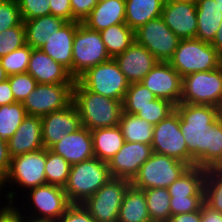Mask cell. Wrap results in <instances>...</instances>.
<instances>
[{"instance_id":"8fae6325","label":"cell","mask_w":222,"mask_h":222,"mask_svg":"<svg viewBox=\"0 0 222 222\" xmlns=\"http://www.w3.org/2000/svg\"><path fill=\"white\" fill-rule=\"evenodd\" d=\"M130 185L131 181L127 179L111 177L82 205L96 222H117L123 197Z\"/></svg>"},{"instance_id":"30bf717a","label":"cell","mask_w":222,"mask_h":222,"mask_svg":"<svg viewBox=\"0 0 222 222\" xmlns=\"http://www.w3.org/2000/svg\"><path fill=\"white\" fill-rule=\"evenodd\" d=\"M188 167L173 157L153 152L139 168L131 185L142 190L168 188Z\"/></svg>"},{"instance_id":"f5cc1de1","label":"cell","mask_w":222,"mask_h":222,"mask_svg":"<svg viewBox=\"0 0 222 222\" xmlns=\"http://www.w3.org/2000/svg\"><path fill=\"white\" fill-rule=\"evenodd\" d=\"M15 102L16 101L13 96L9 80L6 79L5 81L0 83V106L13 104Z\"/></svg>"},{"instance_id":"11a10c76","label":"cell","mask_w":222,"mask_h":222,"mask_svg":"<svg viewBox=\"0 0 222 222\" xmlns=\"http://www.w3.org/2000/svg\"><path fill=\"white\" fill-rule=\"evenodd\" d=\"M210 44L222 55V21L213 41Z\"/></svg>"},{"instance_id":"60d3db41","label":"cell","mask_w":222,"mask_h":222,"mask_svg":"<svg viewBox=\"0 0 222 222\" xmlns=\"http://www.w3.org/2000/svg\"><path fill=\"white\" fill-rule=\"evenodd\" d=\"M26 44L23 21L15 27L0 32V57L23 47Z\"/></svg>"},{"instance_id":"d6986e66","label":"cell","mask_w":222,"mask_h":222,"mask_svg":"<svg viewBox=\"0 0 222 222\" xmlns=\"http://www.w3.org/2000/svg\"><path fill=\"white\" fill-rule=\"evenodd\" d=\"M114 60L130 84L141 82L158 62L148 49L136 41Z\"/></svg>"},{"instance_id":"277c9868","label":"cell","mask_w":222,"mask_h":222,"mask_svg":"<svg viewBox=\"0 0 222 222\" xmlns=\"http://www.w3.org/2000/svg\"><path fill=\"white\" fill-rule=\"evenodd\" d=\"M110 178L108 162L93 157L71 165L64 191L71 204H82Z\"/></svg>"},{"instance_id":"db71d44e","label":"cell","mask_w":222,"mask_h":222,"mask_svg":"<svg viewBox=\"0 0 222 222\" xmlns=\"http://www.w3.org/2000/svg\"><path fill=\"white\" fill-rule=\"evenodd\" d=\"M168 222H201V209L191 213L172 215Z\"/></svg>"},{"instance_id":"9a60e30c","label":"cell","mask_w":222,"mask_h":222,"mask_svg":"<svg viewBox=\"0 0 222 222\" xmlns=\"http://www.w3.org/2000/svg\"><path fill=\"white\" fill-rule=\"evenodd\" d=\"M141 83L157 98L170 101L175 106L182 97V77L169 62L158 61Z\"/></svg>"},{"instance_id":"681fc988","label":"cell","mask_w":222,"mask_h":222,"mask_svg":"<svg viewBox=\"0 0 222 222\" xmlns=\"http://www.w3.org/2000/svg\"><path fill=\"white\" fill-rule=\"evenodd\" d=\"M11 157L8 152L7 141L0 139V181L7 174L10 167Z\"/></svg>"},{"instance_id":"7402d4cb","label":"cell","mask_w":222,"mask_h":222,"mask_svg":"<svg viewBox=\"0 0 222 222\" xmlns=\"http://www.w3.org/2000/svg\"><path fill=\"white\" fill-rule=\"evenodd\" d=\"M7 143L11 158L43 149L42 118L40 116L27 115Z\"/></svg>"},{"instance_id":"680465c9","label":"cell","mask_w":222,"mask_h":222,"mask_svg":"<svg viewBox=\"0 0 222 222\" xmlns=\"http://www.w3.org/2000/svg\"><path fill=\"white\" fill-rule=\"evenodd\" d=\"M217 3L218 8L220 9V11L222 12V0H215Z\"/></svg>"},{"instance_id":"8992f818","label":"cell","mask_w":222,"mask_h":222,"mask_svg":"<svg viewBox=\"0 0 222 222\" xmlns=\"http://www.w3.org/2000/svg\"><path fill=\"white\" fill-rule=\"evenodd\" d=\"M168 62L183 78L192 73L219 68L222 55L208 42L196 38L180 39Z\"/></svg>"},{"instance_id":"f907efd6","label":"cell","mask_w":222,"mask_h":222,"mask_svg":"<svg viewBox=\"0 0 222 222\" xmlns=\"http://www.w3.org/2000/svg\"><path fill=\"white\" fill-rule=\"evenodd\" d=\"M0 206V222H20V212L14 205Z\"/></svg>"},{"instance_id":"94428289","label":"cell","mask_w":222,"mask_h":222,"mask_svg":"<svg viewBox=\"0 0 222 222\" xmlns=\"http://www.w3.org/2000/svg\"><path fill=\"white\" fill-rule=\"evenodd\" d=\"M98 1V3H100V2H103V1H107V0H97Z\"/></svg>"},{"instance_id":"4fadbf2b","label":"cell","mask_w":222,"mask_h":222,"mask_svg":"<svg viewBox=\"0 0 222 222\" xmlns=\"http://www.w3.org/2000/svg\"><path fill=\"white\" fill-rule=\"evenodd\" d=\"M74 83L37 84L22 102L28 115L43 117L65 109L73 101Z\"/></svg>"},{"instance_id":"5bb4252c","label":"cell","mask_w":222,"mask_h":222,"mask_svg":"<svg viewBox=\"0 0 222 222\" xmlns=\"http://www.w3.org/2000/svg\"><path fill=\"white\" fill-rule=\"evenodd\" d=\"M135 41L148 49L158 61L168 62L173 57L180 38L160 16L135 30Z\"/></svg>"},{"instance_id":"e0dca14e","label":"cell","mask_w":222,"mask_h":222,"mask_svg":"<svg viewBox=\"0 0 222 222\" xmlns=\"http://www.w3.org/2000/svg\"><path fill=\"white\" fill-rule=\"evenodd\" d=\"M161 17L180 39L196 38L198 24L195 1H165Z\"/></svg>"},{"instance_id":"9c48e42d","label":"cell","mask_w":222,"mask_h":222,"mask_svg":"<svg viewBox=\"0 0 222 222\" xmlns=\"http://www.w3.org/2000/svg\"><path fill=\"white\" fill-rule=\"evenodd\" d=\"M180 103L217 106L222 109V65L182 78Z\"/></svg>"},{"instance_id":"44dd1931","label":"cell","mask_w":222,"mask_h":222,"mask_svg":"<svg viewBox=\"0 0 222 222\" xmlns=\"http://www.w3.org/2000/svg\"><path fill=\"white\" fill-rule=\"evenodd\" d=\"M27 73L32 75L38 84L74 83L75 79L61 64L55 62L40 49H32Z\"/></svg>"},{"instance_id":"74e56055","label":"cell","mask_w":222,"mask_h":222,"mask_svg":"<svg viewBox=\"0 0 222 222\" xmlns=\"http://www.w3.org/2000/svg\"><path fill=\"white\" fill-rule=\"evenodd\" d=\"M157 97L141 82L131 83L123 100V112L136 115Z\"/></svg>"},{"instance_id":"3957f363","label":"cell","mask_w":222,"mask_h":222,"mask_svg":"<svg viewBox=\"0 0 222 222\" xmlns=\"http://www.w3.org/2000/svg\"><path fill=\"white\" fill-rule=\"evenodd\" d=\"M80 114L81 125L89 130L118 126L123 102L93 93L78 80L73 85V101Z\"/></svg>"},{"instance_id":"f35d334b","label":"cell","mask_w":222,"mask_h":222,"mask_svg":"<svg viewBox=\"0 0 222 222\" xmlns=\"http://www.w3.org/2000/svg\"><path fill=\"white\" fill-rule=\"evenodd\" d=\"M32 49L30 45L25 44L23 47L0 57L1 66L8 76L27 72Z\"/></svg>"},{"instance_id":"e575fe53","label":"cell","mask_w":222,"mask_h":222,"mask_svg":"<svg viewBox=\"0 0 222 222\" xmlns=\"http://www.w3.org/2000/svg\"><path fill=\"white\" fill-rule=\"evenodd\" d=\"M71 164L62 156L46 149L45 177L46 184L57 185L64 188L70 173Z\"/></svg>"},{"instance_id":"f546056e","label":"cell","mask_w":222,"mask_h":222,"mask_svg":"<svg viewBox=\"0 0 222 222\" xmlns=\"http://www.w3.org/2000/svg\"><path fill=\"white\" fill-rule=\"evenodd\" d=\"M206 169L188 167L169 187L171 197L204 196Z\"/></svg>"},{"instance_id":"7c38bea8","label":"cell","mask_w":222,"mask_h":222,"mask_svg":"<svg viewBox=\"0 0 222 222\" xmlns=\"http://www.w3.org/2000/svg\"><path fill=\"white\" fill-rule=\"evenodd\" d=\"M151 147L152 152L173 157L191 167V154L180 130V116L176 110L154 126Z\"/></svg>"},{"instance_id":"cb8c5ba5","label":"cell","mask_w":222,"mask_h":222,"mask_svg":"<svg viewBox=\"0 0 222 222\" xmlns=\"http://www.w3.org/2000/svg\"><path fill=\"white\" fill-rule=\"evenodd\" d=\"M120 23H125V0H107L97 3L83 21L89 29L98 32Z\"/></svg>"},{"instance_id":"7a4b0ae2","label":"cell","mask_w":222,"mask_h":222,"mask_svg":"<svg viewBox=\"0 0 222 222\" xmlns=\"http://www.w3.org/2000/svg\"><path fill=\"white\" fill-rule=\"evenodd\" d=\"M45 164V148L12 157L7 174L0 181V195L5 190V193L2 194V200H7H5L4 202L2 201V203L4 205L5 203L7 205H14L15 202L18 201V199H21L19 195L22 196V194H24L23 192H27L29 189L35 188L37 186L45 185ZM15 185L16 187H13ZM5 187H11V189L7 191V188ZM19 189H22L21 194L19 192L17 193V190Z\"/></svg>"},{"instance_id":"ba28073f","label":"cell","mask_w":222,"mask_h":222,"mask_svg":"<svg viewBox=\"0 0 222 222\" xmlns=\"http://www.w3.org/2000/svg\"><path fill=\"white\" fill-rule=\"evenodd\" d=\"M110 59L100 32L79 23L73 42L72 77L77 80L89 68Z\"/></svg>"},{"instance_id":"7dc6e473","label":"cell","mask_w":222,"mask_h":222,"mask_svg":"<svg viewBox=\"0 0 222 222\" xmlns=\"http://www.w3.org/2000/svg\"><path fill=\"white\" fill-rule=\"evenodd\" d=\"M72 8V21H83L97 5V0H70Z\"/></svg>"},{"instance_id":"ac0fdd59","label":"cell","mask_w":222,"mask_h":222,"mask_svg":"<svg viewBox=\"0 0 222 222\" xmlns=\"http://www.w3.org/2000/svg\"><path fill=\"white\" fill-rule=\"evenodd\" d=\"M42 118V143L50 149L66 134L75 132L81 125L80 114L72 102L65 109L49 113Z\"/></svg>"},{"instance_id":"4316f807","label":"cell","mask_w":222,"mask_h":222,"mask_svg":"<svg viewBox=\"0 0 222 222\" xmlns=\"http://www.w3.org/2000/svg\"><path fill=\"white\" fill-rule=\"evenodd\" d=\"M165 0H125V23L137 30L148 21L161 16Z\"/></svg>"},{"instance_id":"7bdbcfd3","label":"cell","mask_w":222,"mask_h":222,"mask_svg":"<svg viewBox=\"0 0 222 222\" xmlns=\"http://www.w3.org/2000/svg\"><path fill=\"white\" fill-rule=\"evenodd\" d=\"M22 22L17 0H0V32Z\"/></svg>"},{"instance_id":"b9f144b4","label":"cell","mask_w":222,"mask_h":222,"mask_svg":"<svg viewBox=\"0 0 222 222\" xmlns=\"http://www.w3.org/2000/svg\"><path fill=\"white\" fill-rule=\"evenodd\" d=\"M10 87L16 102H23L38 84L29 73L8 76Z\"/></svg>"},{"instance_id":"836d02e7","label":"cell","mask_w":222,"mask_h":222,"mask_svg":"<svg viewBox=\"0 0 222 222\" xmlns=\"http://www.w3.org/2000/svg\"><path fill=\"white\" fill-rule=\"evenodd\" d=\"M27 115L21 102L0 106V139L8 141Z\"/></svg>"},{"instance_id":"f6af8a7d","label":"cell","mask_w":222,"mask_h":222,"mask_svg":"<svg viewBox=\"0 0 222 222\" xmlns=\"http://www.w3.org/2000/svg\"><path fill=\"white\" fill-rule=\"evenodd\" d=\"M203 203L204 196L171 197V216L182 213H191L200 210Z\"/></svg>"},{"instance_id":"ffe728a7","label":"cell","mask_w":222,"mask_h":222,"mask_svg":"<svg viewBox=\"0 0 222 222\" xmlns=\"http://www.w3.org/2000/svg\"><path fill=\"white\" fill-rule=\"evenodd\" d=\"M71 165L89 160L94 156L91 130L81 126L75 132L66 134L51 148Z\"/></svg>"},{"instance_id":"91938a15","label":"cell","mask_w":222,"mask_h":222,"mask_svg":"<svg viewBox=\"0 0 222 222\" xmlns=\"http://www.w3.org/2000/svg\"><path fill=\"white\" fill-rule=\"evenodd\" d=\"M165 1H169V0H165ZM176 1H196V0H176Z\"/></svg>"},{"instance_id":"c3c4849f","label":"cell","mask_w":222,"mask_h":222,"mask_svg":"<svg viewBox=\"0 0 222 222\" xmlns=\"http://www.w3.org/2000/svg\"><path fill=\"white\" fill-rule=\"evenodd\" d=\"M51 15L72 22V8L70 0H50Z\"/></svg>"},{"instance_id":"6f0895ef","label":"cell","mask_w":222,"mask_h":222,"mask_svg":"<svg viewBox=\"0 0 222 222\" xmlns=\"http://www.w3.org/2000/svg\"><path fill=\"white\" fill-rule=\"evenodd\" d=\"M8 79V75L0 63V83Z\"/></svg>"},{"instance_id":"8d00e7d4","label":"cell","mask_w":222,"mask_h":222,"mask_svg":"<svg viewBox=\"0 0 222 222\" xmlns=\"http://www.w3.org/2000/svg\"><path fill=\"white\" fill-rule=\"evenodd\" d=\"M204 202L212 209L222 213V168L206 169Z\"/></svg>"},{"instance_id":"4dcf8cb0","label":"cell","mask_w":222,"mask_h":222,"mask_svg":"<svg viewBox=\"0 0 222 222\" xmlns=\"http://www.w3.org/2000/svg\"><path fill=\"white\" fill-rule=\"evenodd\" d=\"M100 34L107 53L113 59L135 42V31L126 23L111 25L100 31Z\"/></svg>"},{"instance_id":"d590c367","label":"cell","mask_w":222,"mask_h":222,"mask_svg":"<svg viewBox=\"0 0 222 222\" xmlns=\"http://www.w3.org/2000/svg\"><path fill=\"white\" fill-rule=\"evenodd\" d=\"M222 168V116L206 131V169Z\"/></svg>"},{"instance_id":"2e32d148","label":"cell","mask_w":222,"mask_h":222,"mask_svg":"<svg viewBox=\"0 0 222 222\" xmlns=\"http://www.w3.org/2000/svg\"><path fill=\"white\" fill-rule=\"evenodd\" d=\"M152 153L151 145L125 141L122 148L108 161L111 177L132 181Z\"/></svg>"},{"instance_id":"5b68a950","label":"cell","mask_w":222,"mask_h":222,"mask_svg":"<svg viewBox=\"0 0 222 222\" xmlns=\"http://www.w3.org/2000/svg\"><path fill=\"white\" fill-rule=\"evenodd\" d=\"M21 198L22 200L19 199V201L23 202L22 206L19 204L20 202H15L16 204H14L20 213L53 222H56L71 205L64 188L51 184L29 189Z\"/></svg>"},{"instance_id":"f1b7e54d","label":"cell","mask_w":222,"mask_h":222,"mask_svg":"<svg viewBox=\"0 0 222 222\" xmlns=\"http://www.w3.org/2000/svg\"><path fill=\"white\" fill-rule=\"evenodd\" d=\"M117 222H151L144 190L129 186L123 197Z\"/></svg>"},{"instance_id":"83f0119b","label":"cell","mask_w":222,"mask_h":222,"mask_svg":"<svg viewBox=\"0 0 222 222\" xmlns=\"http://www.w3.org/2000/svg\"><path fill=\"white\" fill-rule=\"evenodd\" d=\"M94 156L108 162L123 146L125 140L119 126L91 130Z\"/></svg>"},{"instance_id":"603a6c76","label":"cell","mask_w":222,"mask_h":222,"mask_svg":"<svg viewBox=\"0 0 222 222\" xmlns=\"http://www.w3.org/2000/svg\"><path fill=\"white\" fill-rule=\"evenodd\" d=\"M79 23L78 21L66 22L40 48L55 62L65 67L71 76L74 35Z\"/></svg>"},{"instance_id":"ee69618b","label":"cell","mask_w":222,"mask_h":222,"mask_svg":"<svg viewBox=\"0 0 222 222\" xmlns=\"http://www.w3.org/2000/svg\"><path fill=\"white\" fill-rule=\"evenodd\" d=\"M22 21L51 14L50 0H17Z\"/></svg>"},{"instance_id":"9f6ffc18","label":"cell","mask_w":222,"mask_h":222,"mask_svg":"<svg viewBox=\"0 0 222 222\" xmlns=\"http://www.w3.org/2000/svg\"><path fill=\"white\" fill-rule=\"evenodd\" d=\"M20 222H53V221L33 218V217L20 213Z\"/></svg>"},{"instance_id":"484cf974","label":"cell","mask_w":222,"mask_h":222,"mask_svg":"<svg viewBox=\"0 0 222 222\" xmlns=\"http://www.w3.org/2000/svg\"><path fill=\"white\" fill-rule=\"evenodd\" d=\"M196 39L211 43L222 21V12L215 0H196Z\"/></svg>"},{"instance_id":"bcb514c9","label":"cell","mask_w":222,"mask_h":222,"mask_svg":"<svg viewBox=\"0 0 222 222\" xmlns=\"http://www.w3.org/2000/svg\"><path fill=\"white\" fill-rule=\"evenodd\" d=\"M56 222H96L82 204H71Z\"/></svg>"},{"instance_id":"ab89813d","label":"cell","mask_w":222,"mask_h":222,"mask_svg":"<svg viewBox=\"0 0 222 222\" xmlns=\"http://www.w3.org/2000/svg\"><path fill=\"white\" fill-rule=\"evenodd\" d=\"M175 110V105L168 100L156 98L136 114L152 125L158 124Z\"/></svg>"},{"instance_id":"816d5d0a","label":"cell","mask_w":222,"mask_h":222,"mask_svg":"<svg viewBox=\"0 0 222 222\" xmlns=\"http://www.w3.org/2000/svg\"><path fill=\"white\" fill-rule=\"evenodd\" d=\"M201 222H222V213L212 209L204 202L201 206Z\"/></svg>"},{"instance_id":"d6a6232c","label":"cell","mask_w":222,"mask_h":222,"mask_svg":"<svg viewBox=\"0 0 222 222\" xmlns=\"http://www.w3.org/2000/svg\"><path fill=\"white\" fill-rule=\"evenodd\" d=\"M144 193L151 221L168 222L171 217L168 188L144 189Z\"/></svg>"},{"instance_id":"6da1fadb","label":"cell","mask_w":222,"mask_h":222,"mask_svg":"<svg viewBox=\"0 0 222 222\" xmlns=\"http://www.w3.org/2000/svg\"><path fill=\"white\" fill-rule=\"evenodd\" d=\"M175 110L180 116V130L191 154V167L206 169V131L222 116V109L211 105L179 103Z\"/></svg>"},{"instance_id":"1f68e13d","label":"cell","mask_w":222,"mask_h":222,"mask_svg":"<svg viewBox=\"0 0 222 222\" xmlns=\"http://www.w3.org/2000/svg\"><path fill=\"white\" fill-rule=\"evenodd\" d=\"M118 126L125 141L151 145L154 125L146 120L137 115L123 112Z\"/></svg>"},{"instance_id":"d4e9b609","label":"cell","mask_w":222,"mask_h":222,"mask_svg":"<svg viewBox=\"0 0 222 222\" xmlns=\"http://www.w3.org/2000/svg\"><path fill=\"white\" fill-rule=\"evenodd\" d=\"M66 22L64 19L51 14L23 21L26 44L33 49H40L54 32Z\"/></svg>"},{"instance_id":"52a82bcc","label":"cell","mask_w":222,"mask_h":222,"mask_svg":"<svg viewBox=\"0 0 222 222\" xmlns=\"http://www.w3.org/2000/svg\"><path fill=\"white\" fill-rule=\"evenodd\" d=\"M77 80L87 90L121 102L130 85L113 58L89 68Z\"/></svg>"}]
</instances>
